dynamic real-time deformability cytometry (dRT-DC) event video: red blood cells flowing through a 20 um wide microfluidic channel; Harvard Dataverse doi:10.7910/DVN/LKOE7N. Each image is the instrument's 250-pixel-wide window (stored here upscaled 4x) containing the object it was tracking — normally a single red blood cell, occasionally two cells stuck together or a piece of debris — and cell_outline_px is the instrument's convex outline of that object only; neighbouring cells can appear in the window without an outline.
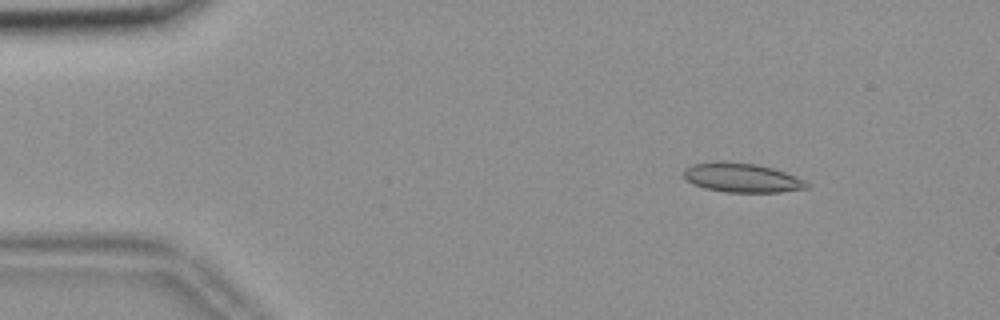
{"species": "common noctule bat (a hibernating species)", "species_latin": "Nyctalus noctula", "temperature_condition": "room temperature", "stored_images_in_passage": 49, "camera_frame_rate_fps": 3000, "um_per_image_px": 0.085, "animal": {"sex": "female", "body_mass_g": 18.4}, "frame": {"image": 1, "passage_image": 1, "time_ms": 0.0, "image_size_px": [1000, 320], "cell_outline_px": [[812, 184], [808, 188], [780, 192], [724, 192], [704, 188], [688, 180], [684, 176], [684, 172], [692, 164], [720, 160], [724, 160], [756, 164], [772, 168], [796, 176]], "centroid_in_image_um": [63.1, 15.1], "position_along_channel_um": 21.9, "area_um2": 20.98}}
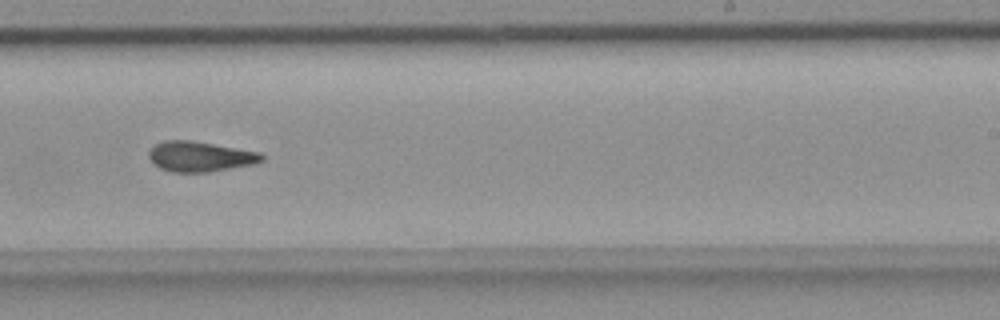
{"frame": {"image": 2, "passage_image": 28, "time_ms": 9.0, "image_size_px": [1000, 320], "cell_outline_px": [[264, 160], [256, 164], [208, 172], [172, 172], [160, 168], [148, 156], [148, 152], [156, 144], [164, 140], [192, 140], [260, 152], [264, 156]], "centroid_in_image_um": [17.04, 13.3], "position_along_channel_um": 272.0, "area_um2": 19.88}}
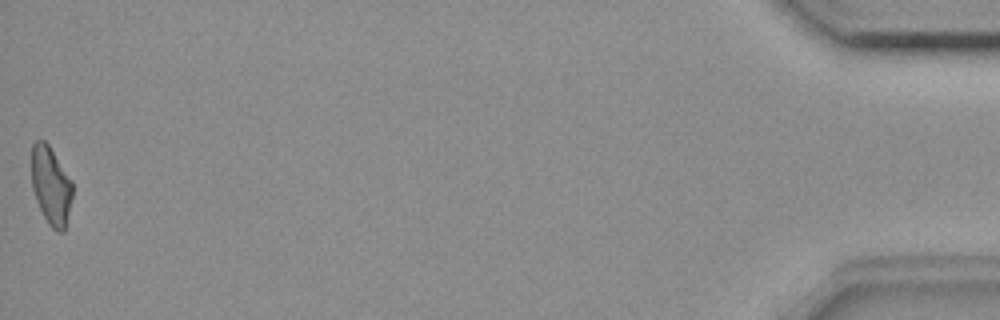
{"frame": {"image": 3, "passage_image": 49, "time_ms": 16.0, "image_size_px": [1000, 320], "cell_outline_px": [[72, 196], [64, 232], [56, 232], [48, 224], [36, 200], [32, 188], [32, 144], [36, 140], [44, 140], [48, 144], [72, 180]], "centroid_in_image_um": [4.33, 15.78], "position_along_channel_um": 430.9, "area_um2": 18.55}, "authors_computed_cell_mechanics": {"area_um2": 19.7676, "velocity_mm_per_s": 3.6684, "shape_relaxation_time_tau1_ms": null, "shape_relaxation_time_tau2_ms": 2.5063, "deformation_change_tau1": null, "deformation_change_tau2": 0.1024}}